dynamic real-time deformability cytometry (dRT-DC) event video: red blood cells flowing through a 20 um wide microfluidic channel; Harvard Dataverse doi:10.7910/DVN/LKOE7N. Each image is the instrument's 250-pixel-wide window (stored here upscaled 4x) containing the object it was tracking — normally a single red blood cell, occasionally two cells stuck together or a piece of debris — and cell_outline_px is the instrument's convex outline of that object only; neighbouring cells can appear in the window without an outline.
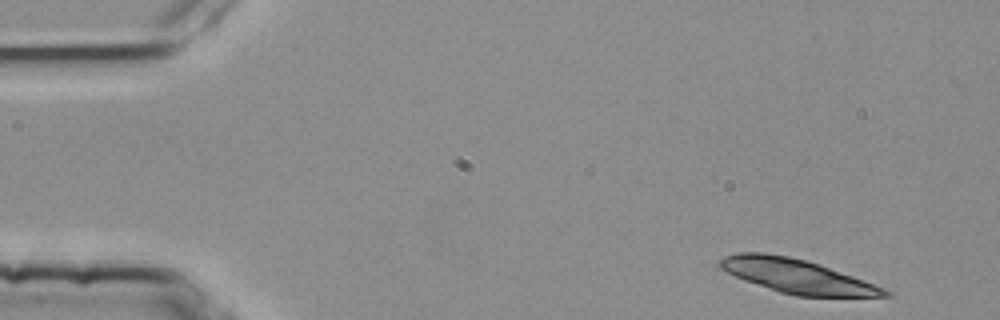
{"species": "common noctule bat (a hibernating species)", "species_latin": "Nyctalus noctula", "temperature_condition": "room temperature", "stored_images_in_passage": 4, "camera_frame_rate_fps": 3000, "um_per_image_px": 0.085, "animal": {"sex": "female", "body_mass_g": 25.1}, "frame": {"image": 1, "passage_image": 1, "time_ms": 0.0, "image_size_px": [1000, 320], "cell_outline_px": [[892, 296], [796, 296], [780, 292], [744, 280], [720, 268], [716, 264], [724, 256], [736, 252], [764, 252], [788, 256], [820, 264], [884, 288], [892, 292]], "centroid_in_image_um": [67.7, 23.46], "position_along_channel_um": 17.3, "area_um2": 32.31}}